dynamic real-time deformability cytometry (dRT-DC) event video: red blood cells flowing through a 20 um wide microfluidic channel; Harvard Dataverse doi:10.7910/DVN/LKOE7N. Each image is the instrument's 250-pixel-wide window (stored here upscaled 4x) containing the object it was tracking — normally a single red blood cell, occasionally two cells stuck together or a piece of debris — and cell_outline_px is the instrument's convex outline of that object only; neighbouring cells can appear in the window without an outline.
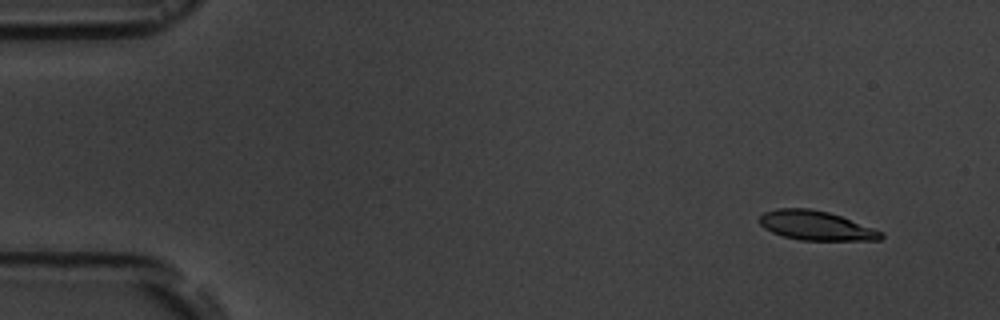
{"species": "common noctule bat (a hibernating species)", "species_latin": "Nyctalus noctula", "temperature_condition": "room temperature", "stored_images_in_passage": 10, "camera_frame_rate_fps": 3000, "um_per_image_px": 0.085, "animal": {"sex": "male", "body_mass_g": 19.5, "forearm_length_mm": 54.6}, "frame": {"image": 1, "passage_image": 1, "time_ms": 0.0, "image_size_px": [1000, 320], "cell_outline_px": [[884, 236], [880, 240], [800, 240], [784, 236], [772, 232], [764, 228], [760, 224], [760, 216], [764, 212], [776, 208], [808, 208], [828, 212], [840, 216], [884, 232]], "centroid_in_image_um": [69.35, 19.17], "position_along_channel_um": 15.6, "area_um2": 20.63}}
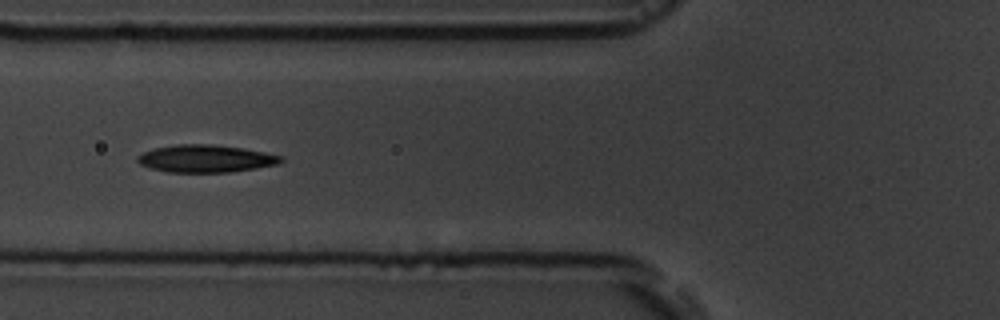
{"frame": {"image": 2, "passage_image": 6, "time_ms": 5.667, "image_size_px": [1000, 320], "cell_outline_px": [[284, 160], [280, 164], [232, 172], [168, 172], [148, 168], [140, 164], [136, 160], [136, 156], [152, 148], [176, 144], [212, 144], [240, 148], [264, 152], [284, 156]], "centroid_in_image_um": [17.47, 13.48], "position_along_channel_um": 108.3, "area_um2": 23.18}}
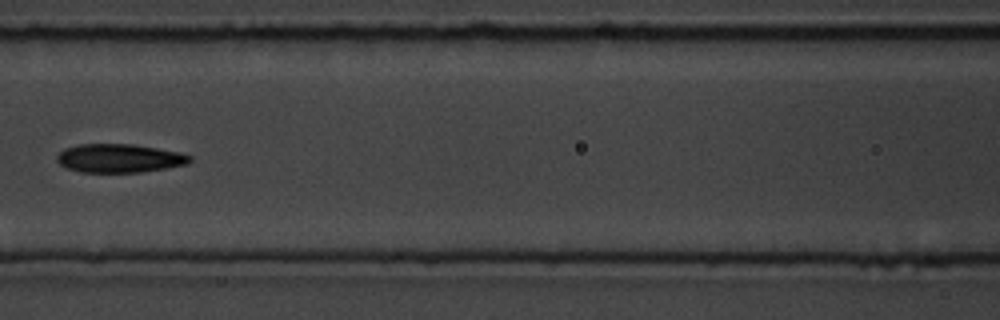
{"frame": {"image": 3, "passage_image": 7, "time_ms": 7.0, "image_size_px": [1000, 320], "cell_outline_px": [[192, 160], [188, 164], [140, 172], [80, 172], [68, 168], [60, 164], [56, 160], [56, 156], [64, 148], [80, 144], [132, 144], [180, 152], [192, 156]], "centroid_in_image_um": [10.14, 13.45], "position_along_channel_um": 156.5, "area_um2": 22.08}}